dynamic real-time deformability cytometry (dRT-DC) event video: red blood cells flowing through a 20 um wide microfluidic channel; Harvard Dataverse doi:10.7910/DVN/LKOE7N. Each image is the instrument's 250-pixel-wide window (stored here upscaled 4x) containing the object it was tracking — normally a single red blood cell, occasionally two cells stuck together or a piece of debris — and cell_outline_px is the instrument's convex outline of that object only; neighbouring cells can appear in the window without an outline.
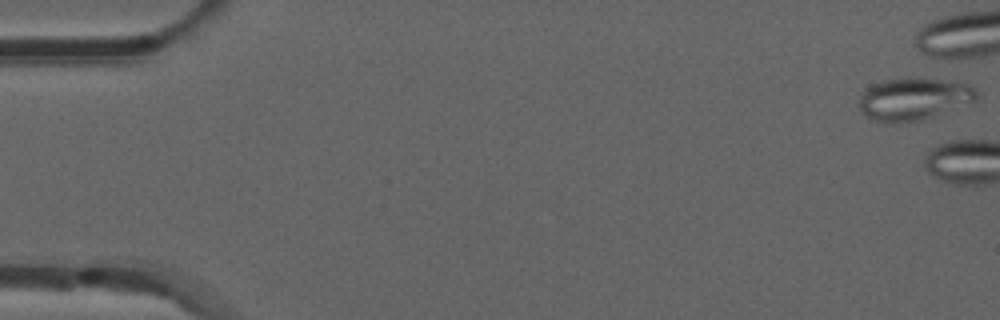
{"species": "common noctule bat (a hibernating species)", "species_latin": "Nyctalus noctula", "temperature_condition": "room temperature", "stored_images_in_passage": 4, "camera_frame_rate_fps": 3000, "um_per_image_px": 0.085, "animal": {"sex": "male", "forearm_length_mm": 52.5}, "frame": {"image": 1, "passage_image": 1, "time_ms": 0.0, "image_size_px": [1000, 320], "cell_outline_px": [[980, 96], [976, 100], [932, 116], [920, 120], [892, 124], [884, 124], [872, 120], [860, 108], [860, 96], [872, 84], [884, 80], [908, 76], [944, 80], [968, 84], [976, 88], [980, 92]], "centroid_in_image_um": [77.68, 8.4], "position_along_channel_um": 7.3, "area_um2": 29.19}}